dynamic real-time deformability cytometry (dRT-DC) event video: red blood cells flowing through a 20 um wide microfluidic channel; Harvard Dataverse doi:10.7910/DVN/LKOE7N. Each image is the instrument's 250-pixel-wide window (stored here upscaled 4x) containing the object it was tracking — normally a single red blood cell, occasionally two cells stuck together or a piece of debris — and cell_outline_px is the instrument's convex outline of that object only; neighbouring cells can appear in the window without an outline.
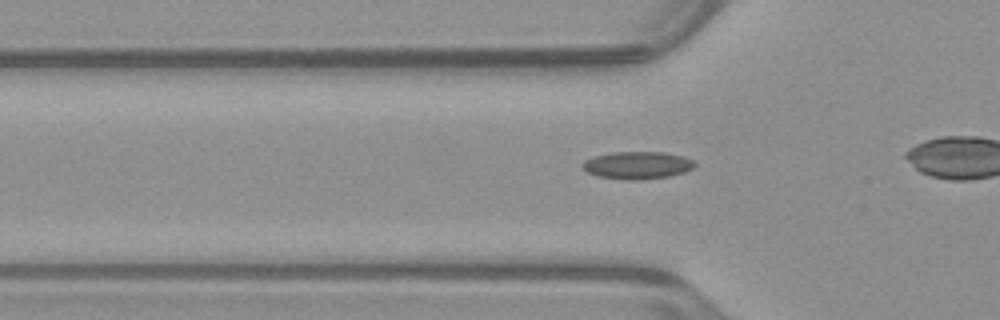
{"species": "common noctule bat (a hibernating species)", "species_latin": "Nyctalus noctula", "temperature_condition": "warm", "stored_images_in_passage": 38, "camera_frame_rate_fps": 3000, "um_per_image_px": 0.085, "animal": {"sex": "male", "body_mass_g": 23.1, "forearm_length_mm": 52.7}, "frame": {"image": 1, "passage_image": 14, "time_ms": 4.333, "image_size_px": [1000, 320], "cell_outline_px": [[696, 164], [692, 168], [684, 172], [668, 176], [636, 180], [628, 180], [596, 176], [588, 172], [580, 164], [584, 160], [596, 156], [612, 152], [664, 152], [684, 156], [692, 160]], "centroid_in_image_um": [54.16, 14.04], "position_along_channel_um": 71.6, "area_um2": 17.86}}
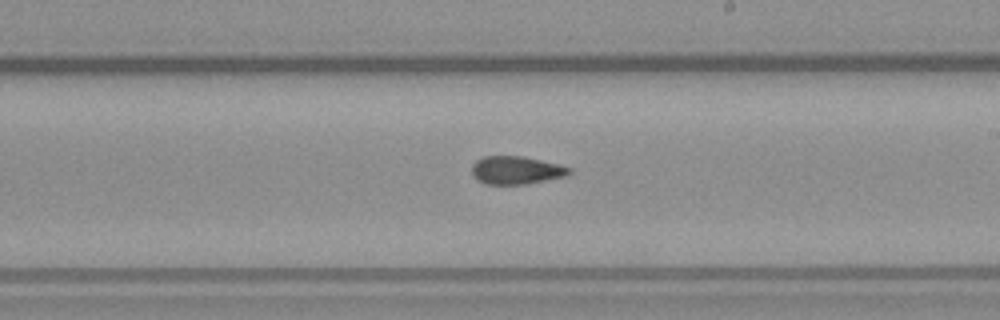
{"frame": {"image": 2, "passage_image": 27, "time_ms": 8.667, "image_size_px": [1000, 320], "cell_outline_px": [[572, 172], [568, 176], [524, 184], [484, 184], [476, 180], [472, 176], [472, 164], [476, 160], [484, 156], [524, 156], [560, 164], [572, 168]], "centroid_in_image_um": [43.88, 14.46], "position_along_channel_um": 245.1, "area_um2": 16.18}}
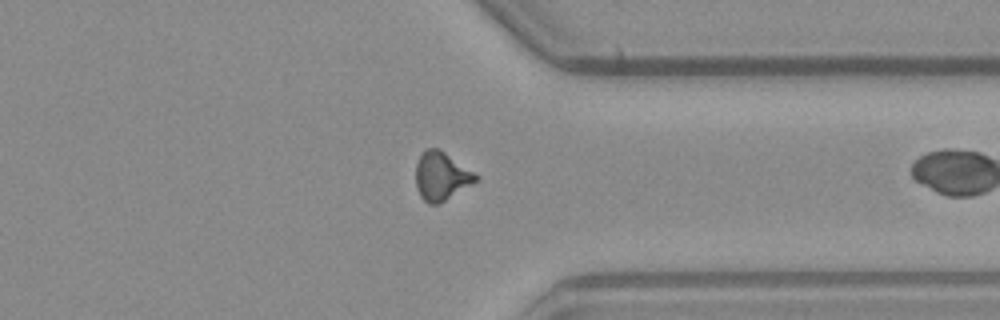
{"frame": {"image": 3, "passage_image": 37, "time_ms": 12.0, "image_size_px": [1000, 320], "cell_outline_px": [[480, 180], [440, 204], [428, 204], [420, 196], [416, 188], [416, 164], [420, 156], [428, 148], [440, 148], [480, 176]], "centroid_in_image_um": [37.55, 14.99], "position_along_channel_um": 373.9, "area_um2": 17.22}}